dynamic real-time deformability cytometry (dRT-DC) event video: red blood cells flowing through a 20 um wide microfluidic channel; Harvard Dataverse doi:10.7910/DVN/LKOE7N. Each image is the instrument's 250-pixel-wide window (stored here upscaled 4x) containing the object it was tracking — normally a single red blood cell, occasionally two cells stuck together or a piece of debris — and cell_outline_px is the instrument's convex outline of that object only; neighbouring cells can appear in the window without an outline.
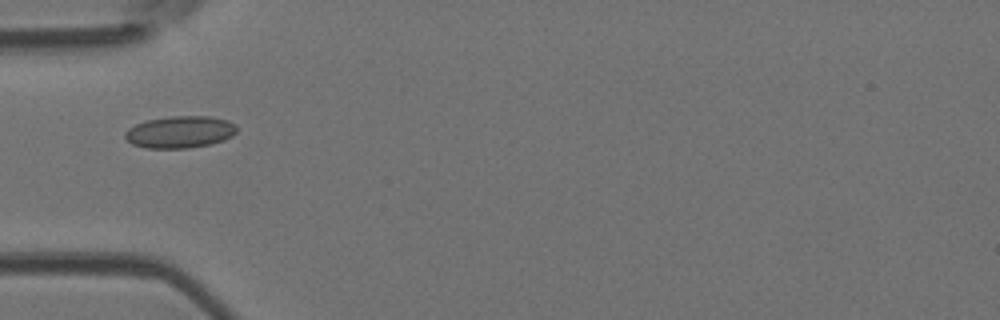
{"species": "Egyptian fruit bat (a non-hibernating species)", "species_latin": "Rousettus aegyptiacus", "temperature_condition": "room temperature", "stored_images_in_passage": 1, "camera_frame_rate_fps": 3000, "um_per_image_px": 0.085, "animal": {"sex": "female"}, "frame": {"image": 1, "passage_image": 1, "time_ms": 0.0, "image_size_px": [1000, 320], "cell_outline_px": [[236, 132], [232, 136], [224, 140], [212, 144], [188, 148], [148, 148], [132, 144], [124, 136], [124, 132], [128, 128], [136, 124], [148, 120], [172, 116], [208, 116], [228, 120], [236, 124]], "centroid_in_image_um": [15.32, 11.22], "position_along_channel_um": 69.7, "area_um2": 20.87}}